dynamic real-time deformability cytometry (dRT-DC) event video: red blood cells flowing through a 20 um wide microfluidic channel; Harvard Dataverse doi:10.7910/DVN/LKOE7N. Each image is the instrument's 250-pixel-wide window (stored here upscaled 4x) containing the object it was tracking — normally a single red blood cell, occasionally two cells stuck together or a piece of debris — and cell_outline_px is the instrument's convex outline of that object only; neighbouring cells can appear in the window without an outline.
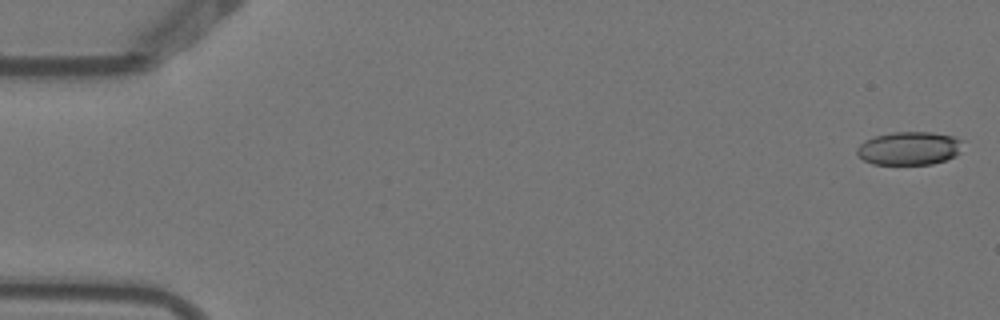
{"species": "Egyptian fruit bat (a non-hibernating species)", "species_latin": "Rousettus aegyptiacus", "temperature_condition": "warm", "stored_images_in_passage": 7, "camera_frame_rate_fps": 3000, "um_per_image_px": 0.085, "animal": {"sex": "female"}, "frame": {"image": 1, "passage_image": 1, "time_ms": 0.0, "image_size_px": [1000, 320], "cell_outline_px": [[964, 140], [960, 152], [956, 156], [932, 164], [872, 164], [856, 156], [856, 148], [864, 140], [876, 136], [892, 132], [932, 132], [952, 136]], "centroid_in_image_um": [77.28, 12.6], "position_along_channel_um": 7.7, "area_um2": 20.75}}
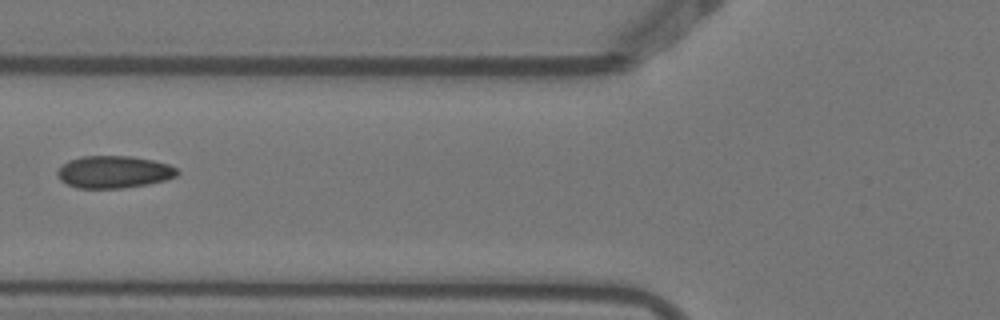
{"frame": {"image": 2, "passage_image": 6, "time_ms": 1.667, "image_size_px": [1000, 320], "cell_outline_px": [[180, 172], [176, 176], [164, 180], [148, 184], [124, 188], [76, 188], [60, 180], [56, 172], [68, 160], [80, 156], [132, 156], [152, 160], [168, 164], [176, 168]], "centroid_in_image_um": [9.67, 14.61], "position_along_channel_um": 116.1, "area_um2": 22.54}}
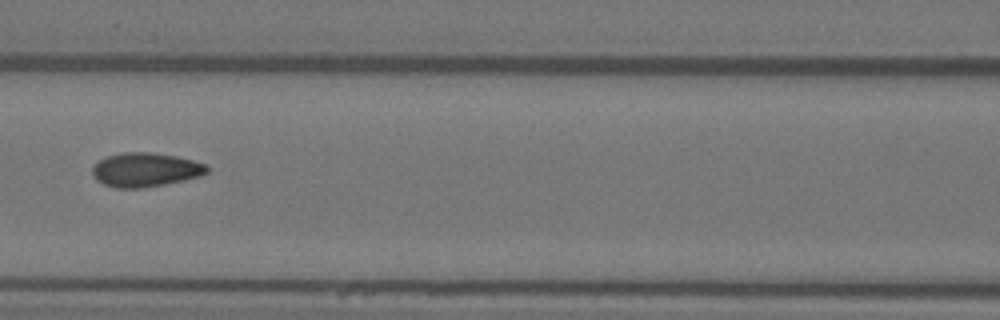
{"frame": {"image": 3, "passage_image": 7, "time_ms": 2.0, "image_size_px": [1000, 320], "cell_outline_px": [[208, 172], [200, 176], [164, 184], [144, 188], [116, 188], [104, 184], [96, 180], [92, 172], [92, 168], [100, 160], [108, 156], [124, 152], [148, 152], [176, 156], [192, 160], [204, 164], [208, 168]], "centroid_in_image_um": [12.34, 14.43], "position_along_channel_um": 154.3, "area_um2": 22.48}}